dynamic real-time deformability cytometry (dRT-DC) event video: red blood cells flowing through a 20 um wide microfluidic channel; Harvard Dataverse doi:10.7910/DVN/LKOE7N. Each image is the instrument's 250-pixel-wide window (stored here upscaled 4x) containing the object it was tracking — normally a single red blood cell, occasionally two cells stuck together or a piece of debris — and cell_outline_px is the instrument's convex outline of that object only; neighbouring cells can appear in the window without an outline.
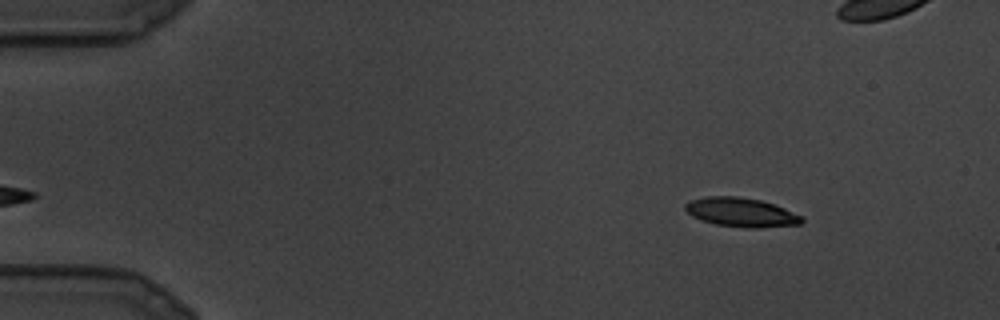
{"species": "common noctule bat (a hibernating species)", "species_latin": "Nyctalus noctula", "temperature_condition": "cold", "stored_images_in_passage": 8, "camera_frame_rate_fps": 3000, "um_per_image_px": 0.085, "animal": {"sex": "male", "body_mass_g": 19.5, "forearm_length_mm": 54.6}, "frame": {"image": 1, "passage_image": 2, "time_ms": 0.333, "image_size_px": [1000, 320], "cell_outline_px": [[804, 220], [800, 224], [760, 228], [748, 228], [716, 224], [692, 216], [684, 208], [684, 204], [688, 200], [704, 196], [736, 196], [760, 200], [784, 208], [804, 216]], "centroid_in_image_um": [63.0, 18.04], "position_along_channel_um": 22.0, "area_um2": 19.77}}